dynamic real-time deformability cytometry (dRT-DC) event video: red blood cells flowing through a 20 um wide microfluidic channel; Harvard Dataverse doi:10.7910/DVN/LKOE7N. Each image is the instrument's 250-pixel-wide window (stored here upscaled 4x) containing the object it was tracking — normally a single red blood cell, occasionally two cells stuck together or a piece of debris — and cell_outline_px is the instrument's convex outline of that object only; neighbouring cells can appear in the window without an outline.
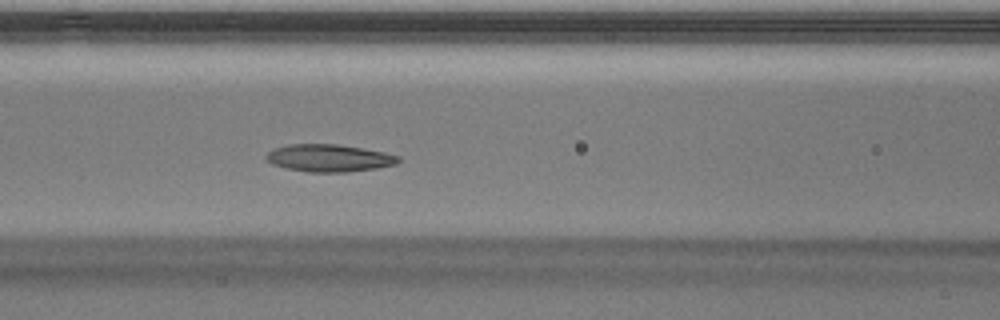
{"species": "Egyptian fruit bat (a non-hibernating species)", "species_latin": "Rousettus aegyptiacus", "temperature_condition": "warm", "stored_images_in_passage": 50, "camera_frame_rate_fps": 3000, "um_per_image_px": 0.085, "animal": {"sex": "male"}, "frame": {"image": 1, "passage_image": 22, "time_ms": 7.0, "image_size_px": [1000, 320], "cell_outline_px": [[400, 160], [396, 164], [376, 168], [348, 172], [308, 172], [288, 168], [272, 164], [264, 156], [268, 152], [276, 148], [288, 144], [336, 144], [384, 152], [400, 156]], "centroid_in_image_um": [27.98, 13.43], "position_along_channel_um": 138.6, "area_um2": 20.92}}
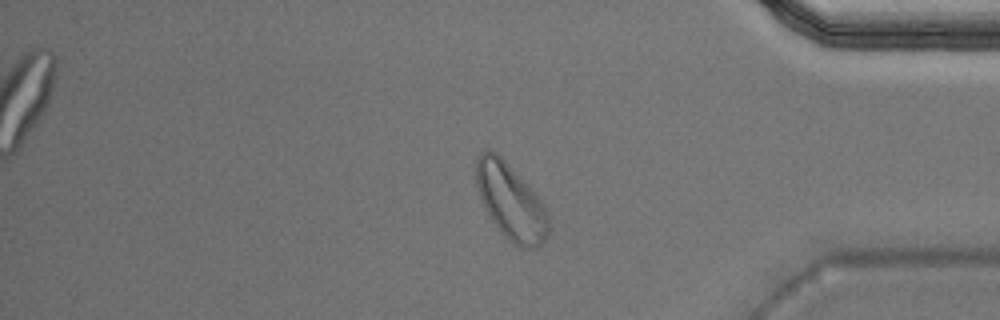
{"frame": {"image": 2, "passage_image": 43, "time_ms": 14.0, "image_size_px": [1000, 320], "cell_outline_px": [[548, 232], [544, 240], [536, 248], [520, 248], [512, 244], [504, 236], [492, 220], [484, 208], [476, 184], [476, 160], [480, 152], [488, 148], [496, 152], [508, 164], [540, 200], [548, 212]], "centroid_in_image_um": [43.39, 17.15], "position_along_channel_um": 391.8, "area_um2": 31.62}}